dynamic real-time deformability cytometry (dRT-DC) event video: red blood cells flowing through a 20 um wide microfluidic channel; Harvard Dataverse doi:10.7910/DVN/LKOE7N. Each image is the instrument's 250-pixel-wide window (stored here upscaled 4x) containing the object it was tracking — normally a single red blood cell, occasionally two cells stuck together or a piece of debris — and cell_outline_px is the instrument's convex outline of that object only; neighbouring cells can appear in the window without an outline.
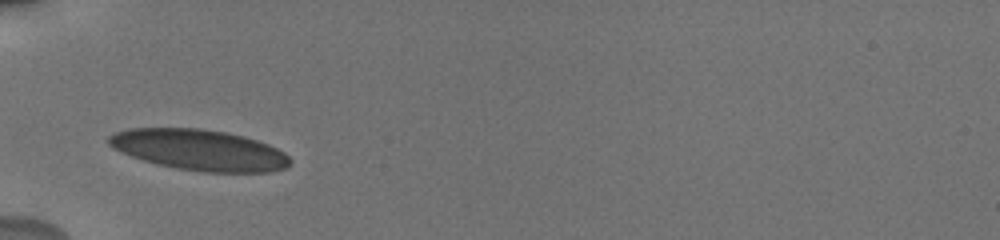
{"species": "human", "species_latin": "Homo sapiens", "temperature_condition": "cold", "stored_images_in_passage": 33, "camera_frame_rate_fps": 3000, "um_per_image_px": 0.085, "donor": {"sex": "male"}, "frame": {"image": 1, "passage_image": 1, "time_ms": 0.0, "image_size_px": [1000, 240], "cell_outline_px": [[292, 164], [288, 168], [272, 172], [204, 172], [176, 168], [144, 160], [132, 156], [112, 148], [108, 144], [108, 136], [116, 132], [128, 128], [200, 128], [224, 132], [244, 136], [268, 144], [284, 152], [292, 160]], "centroid_in_image_um": [16.98, 12.75], "position_along_channel_um": 68.0, "area_um2": 43.23}}
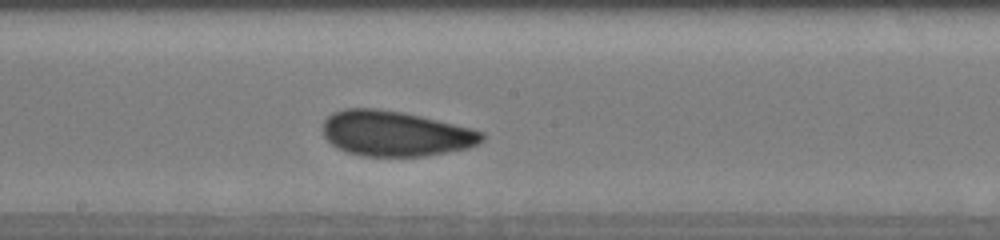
{"frame": {"image": 2, "passage_image": 17, "time_ms": 4.0, "image_size_px": [1000, 240], "cell_outline_px": [[484, 140], [480, 144], [468, 148], [424, 156], [360, 156], [348, 152], [332, 144], [324, 136], [324, 120], [332, 112], [344, 108], [376, 108], [404, 112], [472, 128], [484, 132]], "centroid_in_image_um": [33.63, 11.34], "position_along_channel_um": 214.6, "area_um2": 42.08}}
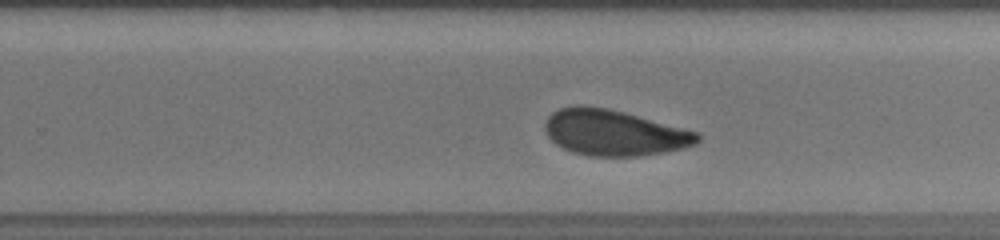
{"frame": {"image": 3, "passage_image": 24, "time_ms": 5.667, "image_size_px": [1000, 240], "cell_outline_px": [[700, 140], [696, 144], [684, 148], [664, 152], [636, 156], [588, 156], [572, 152], [556, 144], [548, 136], [544, 128], [544, 124], [548, 116], [552, 112], [560, 108], [576, 104], [584, 104], [608, 108], [624, 112], [700, 132]], "centroid_in_image_um": [52.19, 11.26], "position_along_channel_um": 277.6, "area_um2": 41.04}}